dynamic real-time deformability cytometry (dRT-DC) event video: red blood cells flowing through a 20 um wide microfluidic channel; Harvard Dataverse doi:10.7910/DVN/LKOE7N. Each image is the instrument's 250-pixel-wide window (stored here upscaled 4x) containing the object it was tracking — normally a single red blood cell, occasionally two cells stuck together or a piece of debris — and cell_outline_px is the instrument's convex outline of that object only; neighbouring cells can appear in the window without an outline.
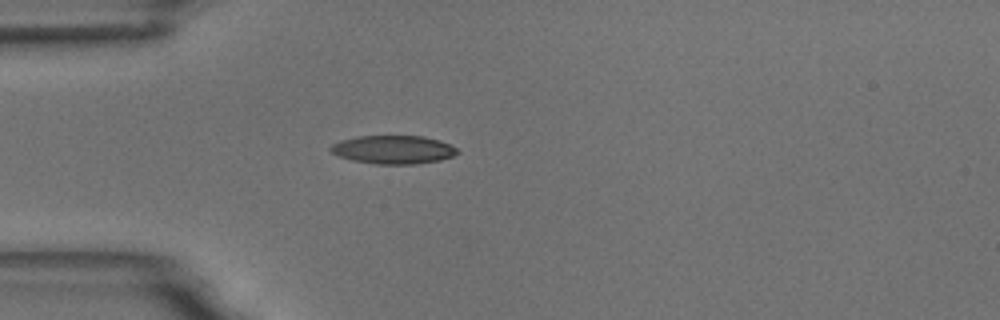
{"species": "common noctule bat (a hibernating species)", "species_latin": "Nyctalus noctula", "temperature_condition": "room temperature", "stored_images_in_passage": 41, "camera_frame_rate_fps": 3000, "um_per_image_px": 0.085, "animal": {"sex": "male", "body_mass_g": 18.8}, "frame": {"image": 1, "passage_image": 1, "time_ms": 0.0, "image_size_px": [1000, 320], "cell_outline_px": [[460, 152], [452, 156], [440, 160], [416, 164], [376, 164], [352, 160], [340, 156], [332, 152], [328, 148], [332, 144], [340, 140], [356, 136], [424, 136], [440, 140], [456, 148]], "centroid_in_image_um": [33.42, 12.71], "position_along_channel_um": 51.6, "area_um2": 20.98}}
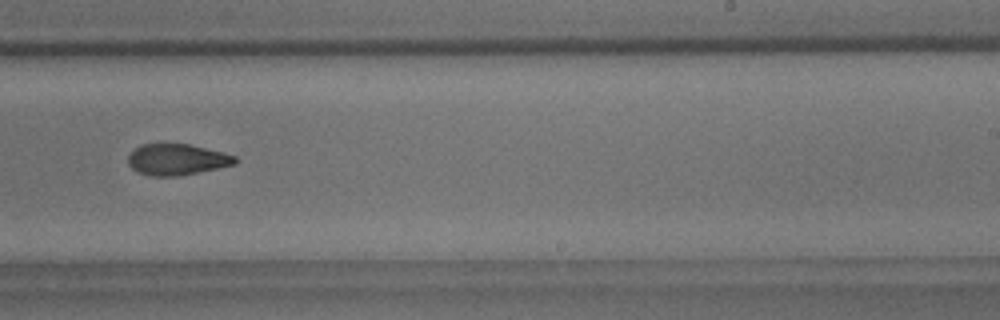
{"frame": {"image": 2, "passage_image": 20, "time_ms": 6.333, "image_size_px": [1000, 320], "cell_outline_px": [[240, 160], [236, 164], [180, 176], [152, 176], [140, 172], [132, 168], [128, 164], [128, 156], [140, 144], [188, 144], [236, 156]], "centroid_in_image_um": [15.05, 13.56], "position_along_channel_um": 273.9, "area_um2": 19.25}}
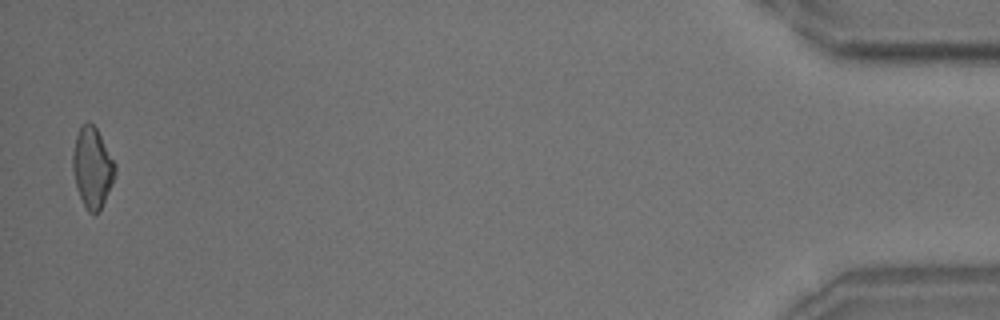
{"frame": {"image": 3, "passage_image": 40, "time_ms": 13.0, "image_size_px": [1000, 320], "cell_outline_px": [[116, 172], [112, 184], [100, 212], [88, 212], [76, 188], [72, 168], [72, 156], [76, 136], [80, 124], [88, 120], [96, 128], [116, 164]], "centroid_in_image_um": [7.84, 14.23], "position_along_channel_um": 427.4, "area_um2": 19.88}, "authors_computed_cell_mechanics": {"area_um2": 20.3456, "velocity_mm_per_s": 3.6445, "shape_relaxation_time_tau1_ms": 5.8148, "shape_relaxation_time_tau2_ms": 3.5659, "deformation_change_tau1": 0.1599, "deformation_change_tau2": 0.0907}}